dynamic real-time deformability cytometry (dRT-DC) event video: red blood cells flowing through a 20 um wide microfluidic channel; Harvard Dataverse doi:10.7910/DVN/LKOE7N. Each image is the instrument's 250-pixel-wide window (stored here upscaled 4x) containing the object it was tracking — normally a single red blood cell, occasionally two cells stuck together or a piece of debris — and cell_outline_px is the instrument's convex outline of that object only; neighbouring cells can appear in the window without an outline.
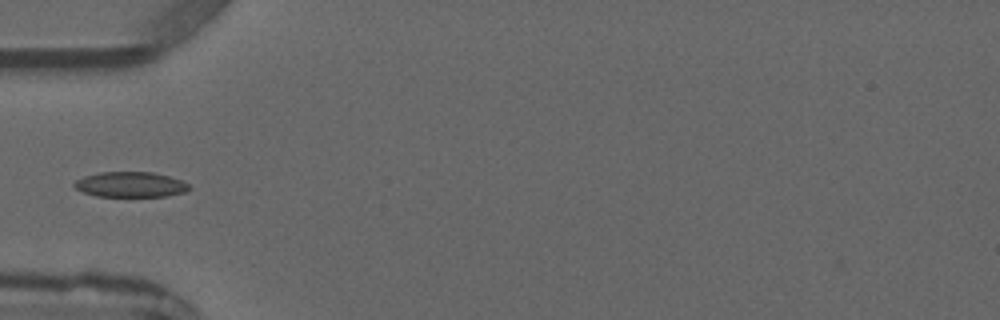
{"species": "common noctule bat (a hibernating species)", "species_latin": "Nyctalus noctula", "temperature_condition": "warm", "stored_images_in_passage": 3, "camera_frame_rate_fps": 3000, "um_per_image_px": 0.085, "animal": {"sex": "male", "forearm_length_mm": 52.5}, "frame": {"image": 1, "passage_image": 3, "time_ms": 3.667, "image_size_px": [1000, 320], "cell_outline_px": [[192, 188], [184, 192], [168, 196], [96, 196], [84, 192], [76, 188], [72, 184], [76, 180], [84, 176], [100, 172], [152, 172], [168, 176], [180, 180], [188, 184]], "centroid_in_image_um": [11.09, 15.68], "position_along_channel_um": 73.9, "area_um2": 16.82}}